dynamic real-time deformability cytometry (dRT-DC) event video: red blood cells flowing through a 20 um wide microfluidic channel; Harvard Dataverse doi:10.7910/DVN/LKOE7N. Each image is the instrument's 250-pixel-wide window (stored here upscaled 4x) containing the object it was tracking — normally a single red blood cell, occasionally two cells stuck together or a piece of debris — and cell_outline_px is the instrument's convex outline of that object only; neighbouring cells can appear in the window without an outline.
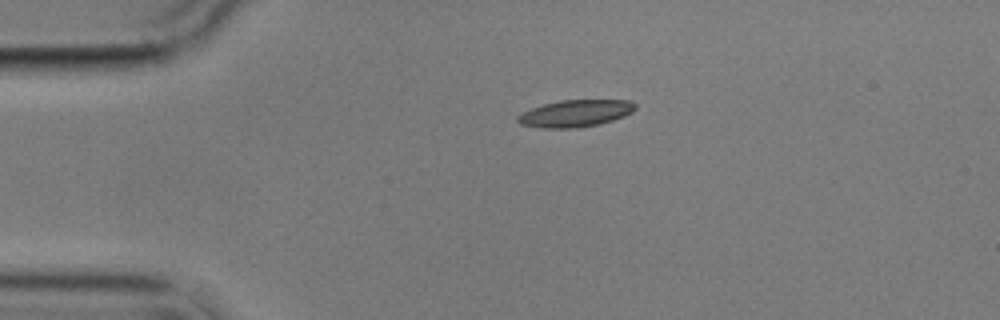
{"species": "common noctule bat (a hibernating species)", "species_latin": "Nyctalus noctula", "temperature_condition": "cold", "stored_images_in_passage": 4, "camera_frame_rate_fps": 3000, "um_per_image_px": 0.085, "animal": {"sex": "male", "body_mass_g": 17.9}, "frame": {"image": 1, "passage_image": 4, "time_ms": 3.667, "image_size_px": [1000, 320], "cell_outline_px": [[636, 108], [632, 112], [624, 116], [600, 124], [580, 128], [540, 128], [520, 124], [516, 120], [516, 116], [532, 108], [544, 104], [560, 100], [632, 100], [636, 104]], "centroid_in_image_um": [48.92, 9.64], "position_along_channel_um": 36.1, "area_um2": 18.61}}